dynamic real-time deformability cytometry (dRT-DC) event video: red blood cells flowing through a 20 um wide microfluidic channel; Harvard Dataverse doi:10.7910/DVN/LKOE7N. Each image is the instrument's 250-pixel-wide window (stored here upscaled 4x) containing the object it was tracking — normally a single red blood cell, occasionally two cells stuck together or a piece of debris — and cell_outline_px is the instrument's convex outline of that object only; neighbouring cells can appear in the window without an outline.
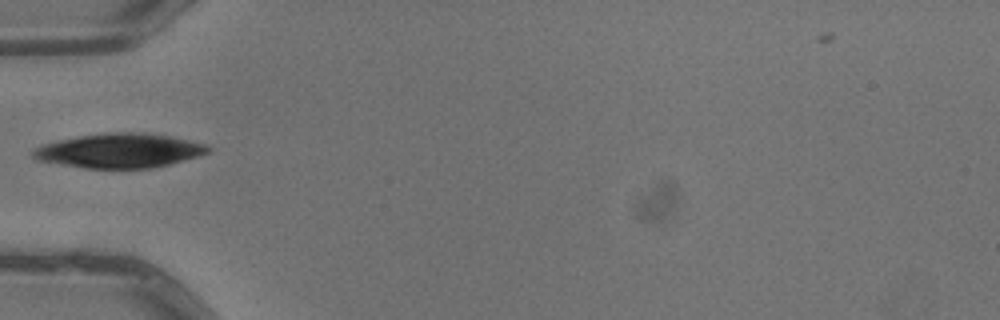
{"species": "common noctule bat (a hibernating species)", "species_latin": "Nyctalus noctula", "temperature_condition": "warm", "stored_images_in_passage": 2, "camera_frame_rate_fps": 3000, "um_per_image_px": 0.085, "animal": {"sex": "male", "body_mass_g": 13.3}, "frame": {"image": 1, "passage_image": 2, "time_ms": 0.333, "image_size_px": [1000, 320], "cell_outline_px": [[212, 148], [208, 152], [200, 156], [152, 168], [84, 168], [36, 160], [32, 156], [32, 148], [40, 144], [80, 136], [104, 132], [140, 132], [168, 136], [208, 144]], "centroid_in_image_um": [10.14, 12.8], "position_along_channel_um": 74.9, "area_um2": 35.14}}